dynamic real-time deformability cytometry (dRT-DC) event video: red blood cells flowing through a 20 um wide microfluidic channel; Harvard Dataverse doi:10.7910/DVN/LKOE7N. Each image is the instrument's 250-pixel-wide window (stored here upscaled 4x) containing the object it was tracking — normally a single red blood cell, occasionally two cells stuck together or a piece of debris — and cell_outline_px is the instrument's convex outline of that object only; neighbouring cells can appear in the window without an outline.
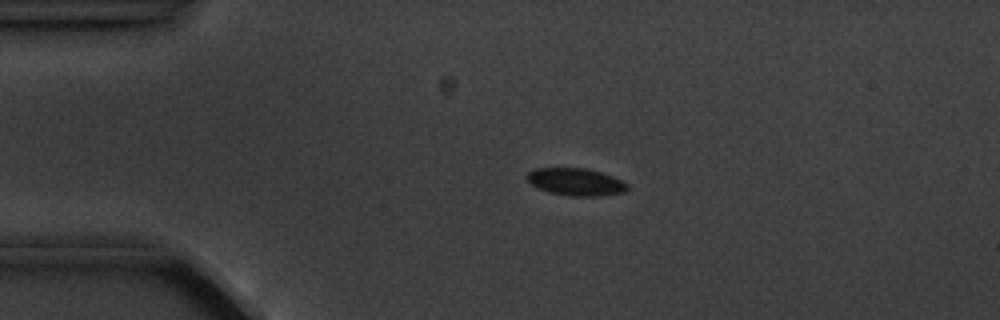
{"species": "common noctule bat (a hibernating species)", "species_latin": "Nyctalus noctula", "temperature_condition": "cold", "stored_images_in_passage": 3, "camera_frame_rate_fps": 3000, "um_per_image_px": 0.085, "animal": {"sex": "male", "body_mass_g": 20.1, "forearm_length_mm": 53.5}, "frame": {"image": 1, "passage_image": 2, "time_ms": 1.0, "image_size_px": [1000, 320], "cell_outline_px": [[628, 188], [624, 192], [604, 196], [568, 196], [548, 192], [532, 184], [524, 176], [528, 172], [536, 168], [588, 168], [612, 176], [628, 184]], "centroid_in_image_um": [48.94, 15.46], "position_along_channel_um": 36.1, "area_um2": 16.07}}